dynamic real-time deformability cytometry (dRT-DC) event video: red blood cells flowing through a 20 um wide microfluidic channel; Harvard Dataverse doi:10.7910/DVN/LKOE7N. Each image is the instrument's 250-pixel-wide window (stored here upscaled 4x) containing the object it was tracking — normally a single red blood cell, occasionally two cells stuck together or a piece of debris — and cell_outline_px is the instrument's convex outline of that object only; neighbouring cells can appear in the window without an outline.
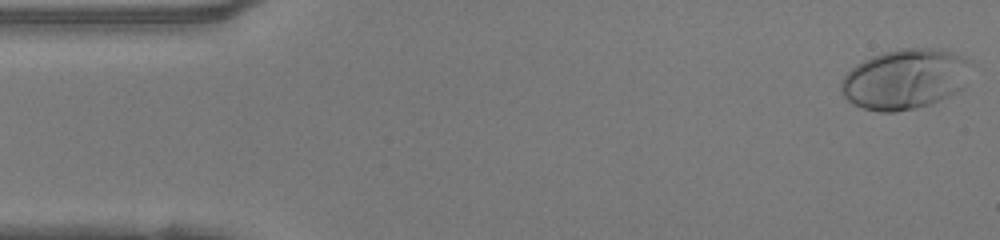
{"species": "human", "species_latin": "Homo sapiens", "temperature_condition": "warm", "stored_images_in_passage": 48, "camera_frame_rate_fps": 3000, "um_per_image_px": 0.085, "donor": {"sex": "female"}, "frame": {"image": 1, "passage_image": 1, "time_ms": 0.0, "image_size_px": [1000, 240], "cell_outline_px": [[972, 64], [964, 88], [932, 104], [916, 108], [896, 112], [880, 112], [864, 108], [848, 100], [840, 92], [840, 80], [856, 64], [872, 56], [884, 52], [900, 48], [940, 48], [964, 56]], "centroid_in_image_um": [76.95, 6.71], "position_along_channel_um": 8.0, "area_um2": 45.89}}
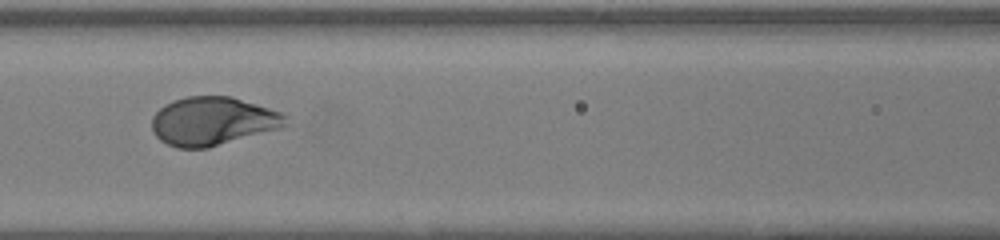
{"frame": {"image": 2, "passage_image": 20, "time_ms": 6.333, "image_size_px": [1000, 240], "cell_outline_px": [[288, 124], [280, 128], [208, 148], [176, 148], [160, 140], [152, 132], [152, 116], [164, 104], [188, 96], [232, 96], [284, 112], [288, 116]], "centroid_in_image_um": [18.11, 10.29], "position_along_channel_um": 148.5, "area_um2": 38.03}}
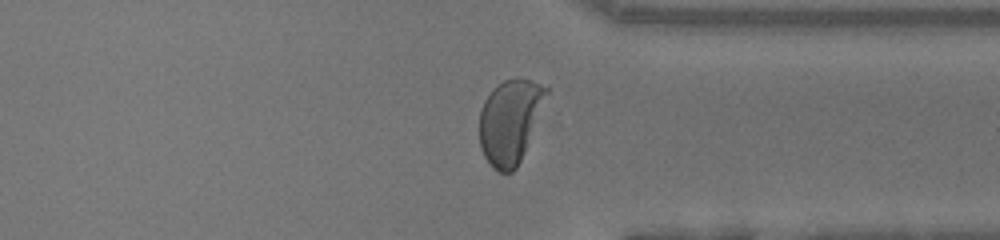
{"frame": {"image": 3, "passage_image": 36, "time_ms": 11.667, "image_size_px": [1000, 240], "cell_outline_px": [[548, 92], [520, 160], [516, 168], [512, 172], [500, 172], [492, 168], [484, 156], [480, 148], [480, 108], [484, 100], [504, 80], [516, 76], [540, 84], [548, 88]], "centroid_in_image_um": [43.32, 10.31], "position_along_channel_um": 368.1, "area_um2": 32.02}, "authors_computed_cell_mechanics": {"area_um2": 38.6393, "velocity_mm_per_s": 4.1654, "shape_relaxation_time_tau1_ms": 2.7461, "shape_relaxation_time_tau2_ms": null, "deformation_change_tau1": 0.2114, "deformation_change_tau2": null}}